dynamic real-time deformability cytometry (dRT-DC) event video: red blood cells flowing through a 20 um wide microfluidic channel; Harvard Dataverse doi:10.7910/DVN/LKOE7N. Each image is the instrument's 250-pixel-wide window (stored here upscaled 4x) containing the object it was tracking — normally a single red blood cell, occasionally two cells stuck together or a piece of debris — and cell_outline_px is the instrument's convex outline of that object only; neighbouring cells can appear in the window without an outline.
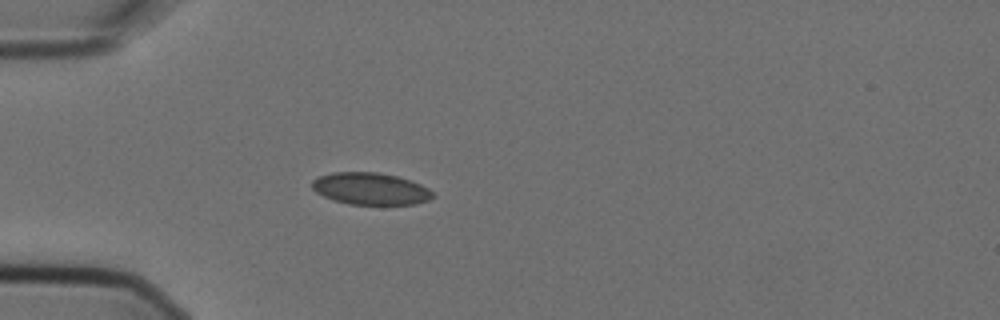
{"species": "Egyptian fruit bat (a non-hibernating species)", "species_latin": "Rousettus aegyptiacus", "temperature_condition": "cold", "stored_images_in_passage": 5, "camera_frame_rate_fps": 3000, "um_per_image_px": 0.085, "animal": {"sex": "female"}, "frame": {"image": 1, "passage_image": 4, "time_ms": 1.0, "image_size_px": [1000, 320], "cell_outline_px": [[436, 196], [428, 200], [416, 204], [348, 204], [332, 200], [316, 192], [312, 188], [312, 180], [320, 176], [332, 172], [380, 172], [396, 176], [420, 184], [428, 188]], "centroid_in_image_um": [31.48, 16.04], "position_along_channel_um": 53.5, "area_um2": 22.48}}